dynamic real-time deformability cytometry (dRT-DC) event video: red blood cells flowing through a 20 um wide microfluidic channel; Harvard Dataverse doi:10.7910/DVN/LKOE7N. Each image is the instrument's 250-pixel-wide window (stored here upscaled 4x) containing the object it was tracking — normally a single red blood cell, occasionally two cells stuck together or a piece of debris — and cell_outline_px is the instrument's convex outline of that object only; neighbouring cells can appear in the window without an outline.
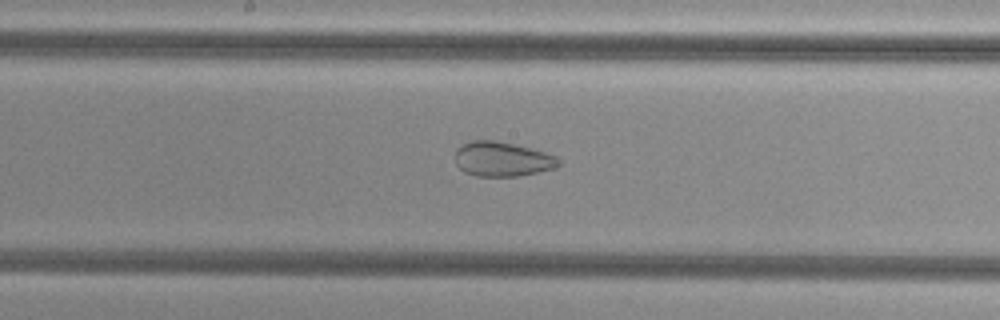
{"species": "common noctule bat (a hibernating species)", "species_latin": "Nyctalus noctula", "temperature_condition": "cold", "stored_images_in_passage": 38, "camera_frame_rate_fps": 3000, "um_per_image_px": 0.085, "animal": {"sex": "female", "body_mass_g": 29.2, "forearm_length_mm": 56.3}, "frame": {"image": 1, "passage_image": 20, "time_ms": 6.333, "image_size_px": [1000, 320], "cell_outline_px": [[560, 164], [556, 168], [516, 176], [476, 176], [464, 172], [456, 164], [456, 148], [460, 144], [472, 140], [496, 140], [544, 152], [556, 156], [560, 160]], "centroid_in_image_um": [42.66, 13.52], "position_along_channel_um": 205.5, "area_um2": 20.81}}
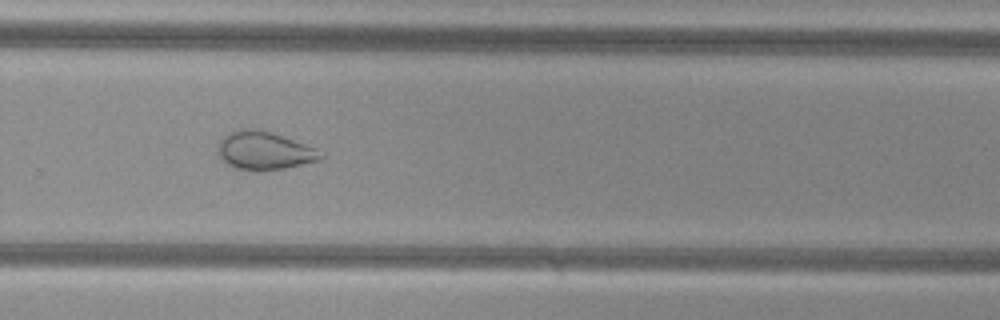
{"frame": {"image": 2, "passage_image": 28, "time_ms": 9.0, "image_size_px": [1000, 320], "cell_outline_px": [[324, 156], [320, 160], [284, 168], [232, 168], [220, 156], [216, 148], [220, 140], [228, 132], [236, 128], [252, 128], [272, 132], [316, 148]], "centroid_in_image_um": [22.44, 12.75], "position_along_channel_um": 307.4, "area_um2": 22.37}}
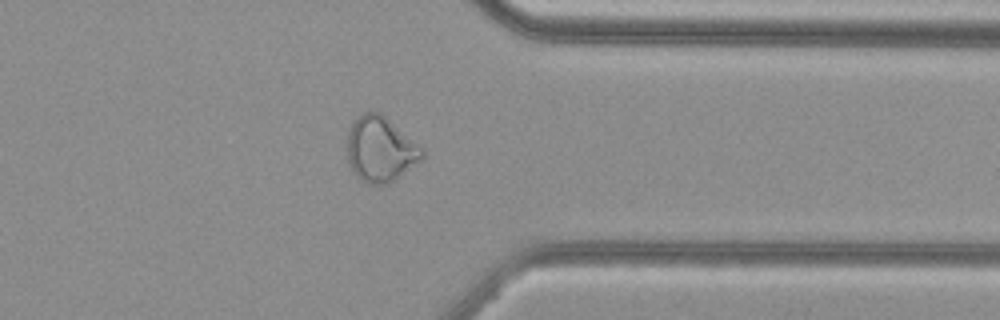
{"frame": {"image": 3, "passage_image": 34, "time_ms": 11.0, "image_size_px": [1000, 320], "cell_outline_px": [[424, 160], [388, 184], [368, 184], [356, 176], [348, 164], [344, 156], [348, 132], [352, 120], [364, 112], [372, 108], [380, 112], [424, 148]], "centroid_in_image_um": [32.31, 12.67], "position_along_channel_um": 379.1, "area_um2": 29.48}, "authors_computed_cell_mechanics": {"area_um2": 26.5013, "velocity_mm_per_s": 3.8215, "shape_relaxation_time_tau1_ms": null, "shape_relaxation_time_tau2_ms": 1.6511, "deformation_change_tau1": null, "deformation_change_tau2": 0.0721}}